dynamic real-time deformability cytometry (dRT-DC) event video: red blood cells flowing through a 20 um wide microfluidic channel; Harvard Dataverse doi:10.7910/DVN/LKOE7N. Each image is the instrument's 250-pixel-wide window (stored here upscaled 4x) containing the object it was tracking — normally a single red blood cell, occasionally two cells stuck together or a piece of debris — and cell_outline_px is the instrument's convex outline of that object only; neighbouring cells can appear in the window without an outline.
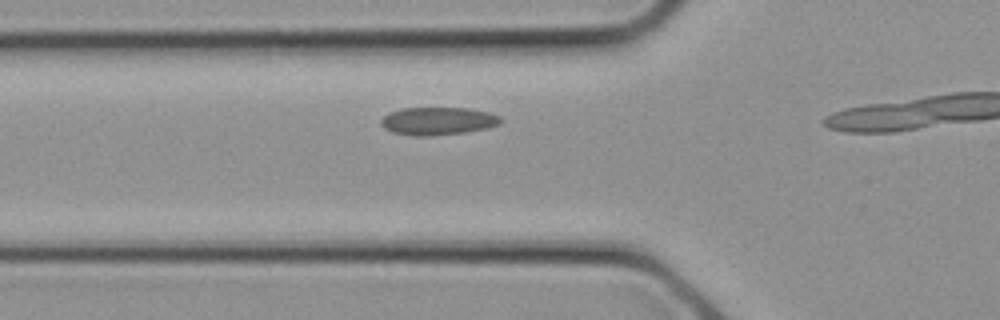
{"species": "common noctule bat (a hibernating species)", "species_latin": "Nyctalus noctula", "temperature_condition": "cold", "stored_images_in_passage": 8, "camera_frame_rate_fps": 3000, "um_per_image_px": 0.085, "animal": {"sex": "female", "body_mass_g": 21.9}, "frame": {"image": 1, "passage_image": 6, "time_ms": 1.667, "image_size_px": [1000, 320], "cell_outline_px": [[500, 124], [488, 128], [464, 132], [428, 136], [416, 136], [392, 132], [384, 128], [380, 124], [380, 120], [388, 112], [400, 108], [468, 108], [488, 112], [500, 116]], "centroid_in_image_um": [37.18, 10.28], "position_along_channel_um": 88.6, "area_um2": 19.42}}